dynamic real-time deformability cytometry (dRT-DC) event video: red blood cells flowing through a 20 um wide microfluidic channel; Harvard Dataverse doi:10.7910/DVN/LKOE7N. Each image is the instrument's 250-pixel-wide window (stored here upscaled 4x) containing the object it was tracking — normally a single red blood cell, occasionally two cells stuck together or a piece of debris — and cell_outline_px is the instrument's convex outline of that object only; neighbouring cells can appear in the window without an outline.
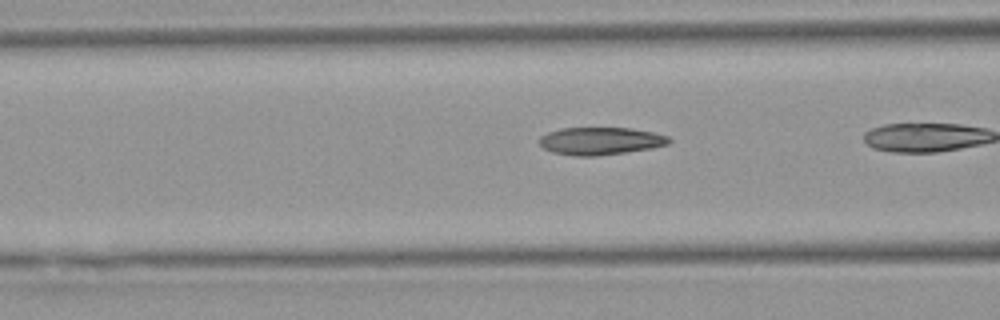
{"species": "Egyptian fruit bat (a non-hibernating species)", "species_latin": "Rousettus aegyptiacus", "temperature_condition": "warm", "stored_images_in_passage": 12, "camera_frame_rate_fps": 3000, "um_per_image_px": 0.085, "animal": {"sex": "female"}, "frame": {"image": 1, "passage_image": 6, "time_ms": 1.667, "image_size_px": [1000, 320], "cell_outline_px": [[672, 140], [668, 144], [652, 148], [596, 156], [576, 156], [552, 152], [544, 148], [540, 144], [540, 136], [548, 132], [560, 128], [632, 128], [652, 132], [668, 136]], "centroid_in_image_um": [51.04, 11.98], "position_along_channel_um": 115.6, "area_um2": 20.75}}
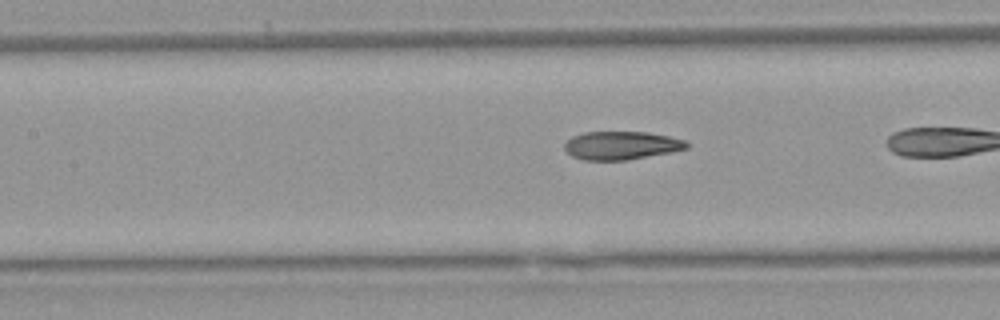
{"frame": {"image": 2, "passage_image": 9, "time_ms": 2.667, "image_size_px": [1000, 320], "cell_outline_px": [[688, 148], [672, 152], [628, 160], [584, 160], [572, 156], [564, 148], [564, 144], [572, 136], [584, 132], [648, 132], [668, 136], [684, 140], [688, 144]], "centroid_in_image_um": [52.81, 12.36], "position_along_channel_um": 154.6, "area_um2": 20.11}}